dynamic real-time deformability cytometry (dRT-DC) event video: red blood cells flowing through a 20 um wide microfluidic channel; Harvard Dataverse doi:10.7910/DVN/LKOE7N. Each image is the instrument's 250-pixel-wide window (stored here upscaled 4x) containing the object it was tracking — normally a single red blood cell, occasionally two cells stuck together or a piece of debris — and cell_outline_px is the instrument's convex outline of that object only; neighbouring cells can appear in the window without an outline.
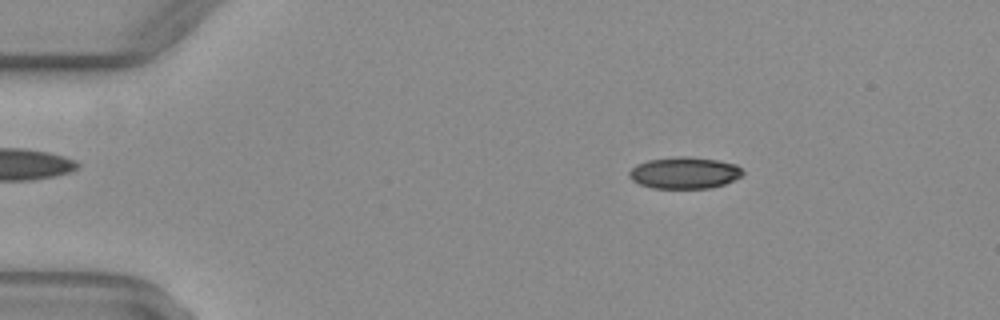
{"species": "common noctule bat (a hibernating species)", "species_latin": "Nyctalus noctula", "temperature_condition": "warm", "stored_images_in_passage": 48, "camera_frame_rate_fps": 3000, "um_per_image_px": 0.085, "animal": {"sex": "female", "body_mass_g": 29.2, "forearm_length_mm": 56.3}, "frame": {"image": 1, "passage_image": 5, "time_ms": 1.333, "image_size_px": [1000, 320], "cell_outline_px": [[744, 172], [740, 176], [724, 184], [712, 188], [652, 188], [640, 184], [632, 180], [628, 176], [628, 172], [636, 164], [648, 160], [680, 156], [684, 156], [716, 160], [736, 164]], "centroid_in_image_um": [58.15, 14.69], "position_along_channel_um": 26.9, "area_um2": 20.81}}
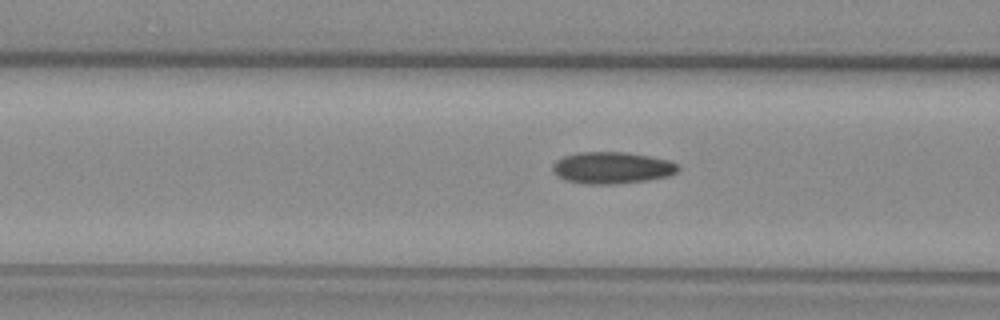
{"frame": {"image": 2, "passage_image": 17, "time_ms": 5.333, "image_size_px": [1000, 320], "cell_outline_px": [[680, 168], [676, 172], [668, 176], [648, 180], [616, 184], [584, 184], [564, 180], [552, 168], [552, 164], [556, 160], [564, 156], [580, 152], [628, 152], [668, 160], [676, 164]], "centroid_in_image_um": [52.01, 14.26], "position_along_channel_um": 114.6, "area_um2": 23.12}}
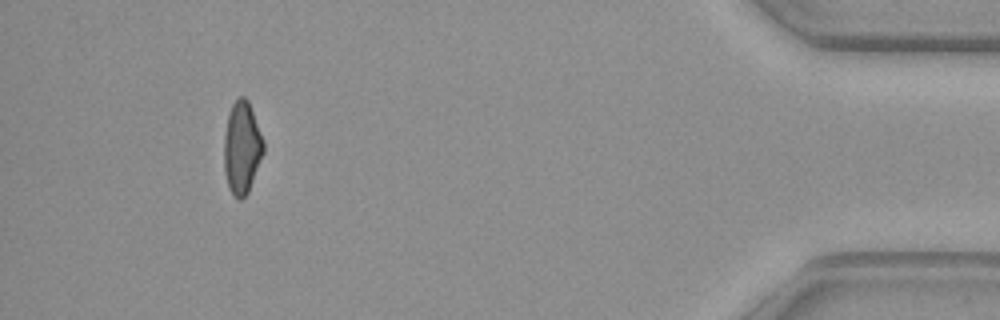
{"frame": {"image": 3, "passage_image": 44, "time_ms": 14.333, "image_size_px": [1000, 320], "cell_outline_px": [[264, 152], [248, 192], [240, 200], [228, 188], [224, 168], [224, 136], [228, 112], [232, 104], [240, 96], [244, 96], [248, 100], [264, 140]], "centroid_in_image_um": [20.56, 12.53], "position_along_channel_um": 414.6, "area_um2": 21.21}, "authors_computed_cell_mechanics": {"area_um2": 21.9062, "velocity_mm_per_s": 4.0552, "shape_relaxation_time_tau1_ms": null, "shape_relaxation_time_tau2_ms": 2.5259, "deformation_change_tau1": null, "deformation_change_tau2": 0.0874}}